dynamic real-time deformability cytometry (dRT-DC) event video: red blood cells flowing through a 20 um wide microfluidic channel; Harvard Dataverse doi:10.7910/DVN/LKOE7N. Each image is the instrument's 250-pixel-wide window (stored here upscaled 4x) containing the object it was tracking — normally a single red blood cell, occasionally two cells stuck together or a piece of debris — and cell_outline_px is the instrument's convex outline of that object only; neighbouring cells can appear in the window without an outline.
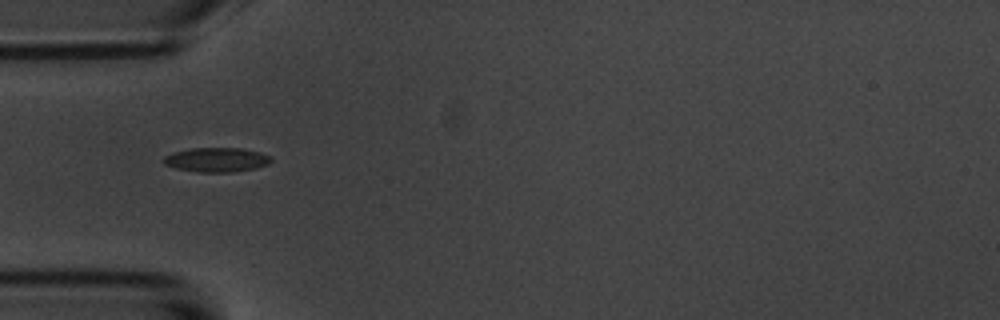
{"species": "common noctule bat (a hibernating species)", "species_latin": "Nyctalus noctula", "temperature_condition": "room temperature", "stored_images_in_passage": 23, "camera_frame_rate_fps": 3000, "um_per_image_px": 0.085, "animal": {"sex": "male", "body_mass_g": 20.1, "forearm_length_mm": 53.5}, "frame": {"image": 1, "passage_image": 1, "time_ms": 0.0, "image_size_px": [1000, 320], "cell_outline_px": [[272, 160], [268, 164], [256, 168], [232, 172], [196, 172], [176, 168], [164, 164], [164, 156], [172, 152], [188, 148], [240, 148], [260, 152], [272, 156]], "centroid_in_image_um": [18.41, 13.57], "position_along_channel_um": 66.6, "area_um2": 15.37}}
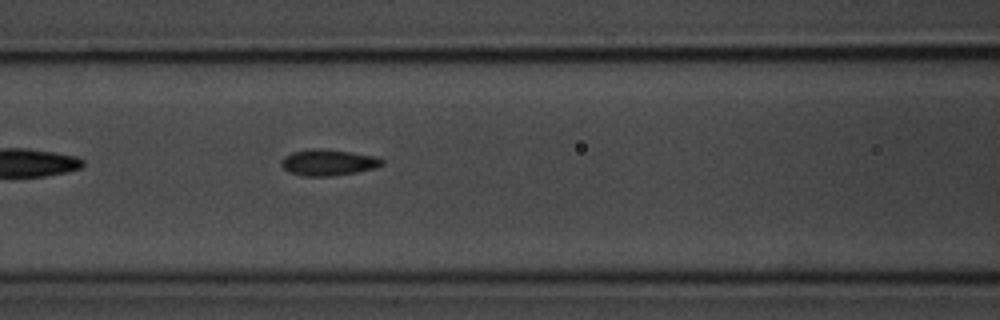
{"frame": {"image": 2, "passage_image": 7, "time_ms": 2.0, "image_size_px": [1000, 320], "cell_outline_px": [[384, 164], [376, 168], [356, 172], [332, 176], [304, 176], [292, 172], [284, 168], [280, 164], [280, 160], [284, 156], [292, 152], [308, 148], [320, 148], [352, 152], [376, 156], [384, 160]], "centroid_in_image_um": [27.91, 13.79], "position_along_channel_um": 138.7, "area_um2": 15.49}}
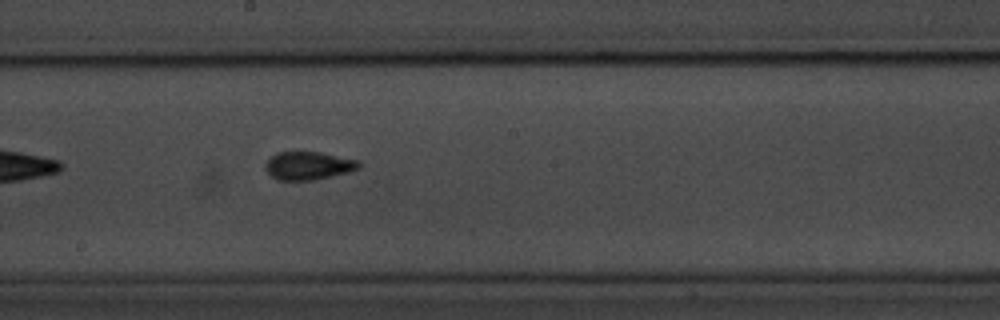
{"frame": {"image": 3, "passage_image": 14, "time_ms": 4.333, "image_size_px": [1000, 320], "cell_outline_px": [[360, 168], [348, 172], [332, 176], [312, 180], [276, 180], [264, 168], [264, 164], [276, 152], [320, 152], [360, 160]], "centroid_in_image_um": [26.22, 14.08], "position_along_channel_um": 222.0, "area_um2": 15.37}}